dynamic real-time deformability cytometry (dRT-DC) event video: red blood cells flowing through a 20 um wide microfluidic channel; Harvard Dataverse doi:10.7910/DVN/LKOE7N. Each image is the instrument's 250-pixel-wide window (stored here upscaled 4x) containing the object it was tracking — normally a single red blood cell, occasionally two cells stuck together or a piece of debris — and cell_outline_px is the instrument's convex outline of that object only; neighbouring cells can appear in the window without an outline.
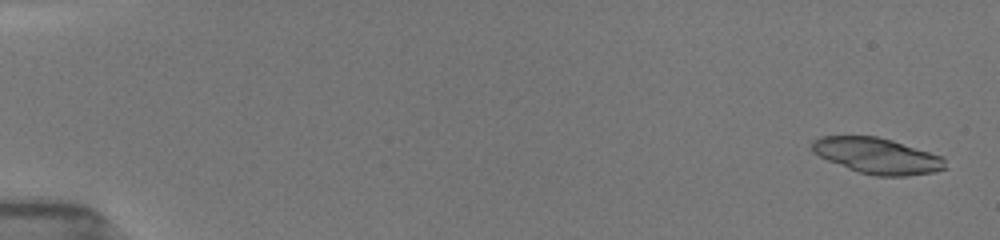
{"species": "common noctule bat (a hibernating species)", "species_latin": "Nyctalus noctula", "temperature_condition": "room temperature", "stored_images_in_passage": 39, "camera_frame_rate_fps": 3000, "um_per_image_px": 0.085, "animal": {"sex": "female", "body_mass_g": 19.5, "forearm_length_mm": 54.1}, "frame": {"image": 1, "passage_image": 2, "time_ms": 0.333, "image_size_px": [1000, 240], "cell_outline_px": [[948, 168], [936, 172], [908, 176], [876, 176], [860, 172], [848, 168], [828, 160], [812, 152], [812, 140], [820, 136], [876, 136], [892, 140], [944, 156]], "centroid_in_image_um": [74.62, 13.24], "position_along_channel_um": 10.4, "area_um2": 27.98}}
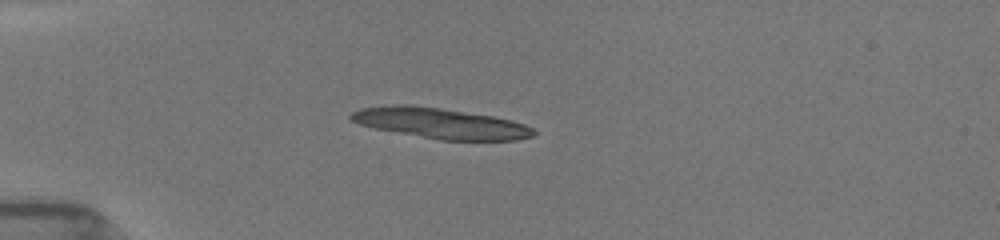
{"frame": {"image": 2, "passage_image": 15, "time_ms": 4.667, "image_size_px": [1000, 240], "cell_outline_px": [[536, 132], [532, 136], [516, 140], [440, 140], [376, 128], [360, 124], [352, 120], [348, 116], [352, 112], [360, 108], [392, 104], [408, 104], [440, 108], [492, 116], [512, 120], [524, 124], [532, 128]], "centroid_in_image_um": [37.43, 10.47], "position_along_channel_um": 47.6, "area_um2": 32.25}}
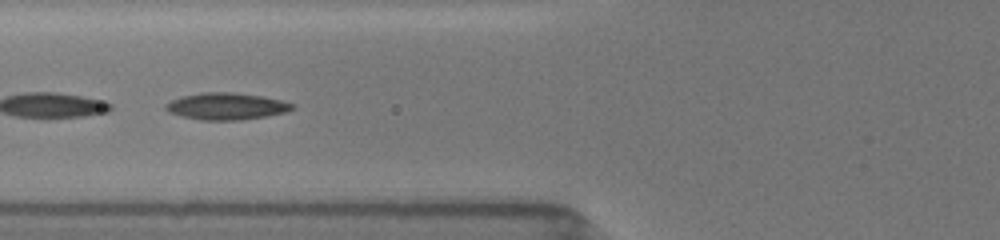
{"frame": {"image": 3, "passage_image": 20, "time_ms": 7.0, "image_size_px": [1000, 240], "cell_outline_px": [[296, 108], [284, 112], [264, 116], [240, 120], [200, 120], [180, 116], [168, 112], [164, 108], [164, 104], [180, 96], [200, 92], [232, 92], [264, 96], [296, 104]], "centroid_in_image_um": [19.21, 9.02], "position_along_channel_um": 106.6, "area_um2": 20.0}}